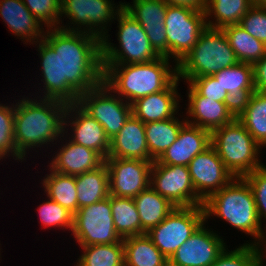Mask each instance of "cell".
<instances>
[{"label":"cell","mask_w":266,"mask_h":266,"mask_svg":"<svg viewBox=\"0 0 266 266\" xmlns=\"http://www.w3.org/2000/svg\"><path fill=\"white\" fill-rule=\"evenodd\" d=\"M75 177L78 209L109 197V172L105 163Z\"/></svg>","instance_id":"obj_29"},{"label":"cell","mask_w":266,"mask_h":266,"mask_svg":"<svg viewBox=\"0 0 266 266\" xmlns=\"http://www.w3.org/2000/svg\"><path fill=\"white\" fill-rule=\"evenodd\" d=\"M141 221V235L164 220L176 207L151 186L133 198Z\"/></svg>","instance_id":"obj_27"},{"label":"cell","mask_w":266,"mask_h":266,"mask_svg":"<svg viewBox=\"0 0 266 266\" xmlns=\"http://www.w3.org/2000/svg\"><path fill=\"white\" fill-rule=\"evenodd\" d=\"M262 249L264 248L252 243H245L233 251L226 250L225 248L217 260L210 266H253L256 255Z\"/></svg>","instance_id":"obj_39"},{"label":"cell","mask_w":266,"mask_h":266,"mask_svg":"<svg viewBox=\"0 0 266 266\" xmlns=\"http://www.w3.org/2000/svg\"><path fill=\"white\" fill-rule=\"evenodd\" d=\"M239 25L266 45V8L253 5L242 17Z\"/></svg>","instance_id":"obj_40"},{"label":"cell","mask_w":266,"mask_h":266,"mask_svg":"<svg viewBox=\"0 0 266 266\" xmlns=\"http://www.w3.org/2000/svg\"><path fill=\"white\" fill-rule=\"evenodd\" d=\"M205 219L210 215L224 219L232 227L253 236L257 241L252 244L266 245V235L261 228L262 222L256 210L255 199L248 182L243 178H234L228 185L209 196L203 202ZM261 240V241H260Z\"/></svg>","instance_id":"obj_4"},{"label":"cell","mask_w":266,"mask_h":266,"mask_svg":"<svg viewBox=\"0 0 266 266\" xmlns=\"http://www.w3.org/2000/svg\"><path fill=\"white\" fill-rule=\"evenodd\" d=\"M153 162L139 159L106 158L110 195L133 199L148 188Z\"/></svg>","instance_id":"obj_14"},{"label":"cell","mask_w":266,"mask_h":266,"mask_svg":"<svg viewBox=\"0 0 266 266\" xmlns=\"http://www.w3.org/2000/svg\"><path fill=\"white\" fill-rule=\"evenodd\" d=\"M69 117L73 118L71 122L68 120ZM69 123L74 133L71 135L72 139L69 137L70 141L98 152L104 159L108 157L110 139L106 136L103 126L77 103L67 104L64 115V133L66 134L68 131L65 132V128L69 126Z\"/></svg>","instance_id":"obj_19"},{"label":"cell","mask_w":266,"mask_h":266,"mask_svg":"<svg viewBox=\"0 0 266 266\" xmlns=\"http://www.w3.org/2000/svg\"><path fill=\"white\" fill-rule=\"evenodd\" d=\"M31 14L40 22L47 24V29L59 28L61 0H22Z\"/></svg>","instance_id":"obj_37"},{"label":"cell","mask_w":266,"mask_h":266,"mask_svg":"<svg viewBox=\"0 0 266 266\" xmlns=\"http://www.w3.org/2000/svg\"><path fill=\"white\" fill-rule=\"evenodd\" d=\"M188 111L193 120L190 125L206 129L210 132L231 123L236 118L238 106L234 102H218L201 96L190 84L188 88ZM192 116V117H191Z\"/></svg>","instance_id":"obj_17"},{"label":"cell","mask_w":266,"mask_h":266,"mask_svg":"<svg viewBox=\"0 0 266 266\" xmlns=\"http://www.w3.org/2000/svg\"><path fill=\"white\" fill-rule=\"evenodd\" d=\"M114 5L112 0H61L60 16L62 17L65 14L70 19L69 22L72 21L71 24L74 25L73 28H70V26L69 28L66 26L59 28L67 31L90 33L102 39L108 33L106 24L112 22V19L116 20V15L123 8L124 3H120L119 7ZM75 25H77V28L74 27ZM82 25H86L88 29L84 27L81 30Z\"/></svg>","instance_id":"obj_12"},{"label":"cell","mask_w":266,"mask_h":266,"mask_svg":"<svg viewBox=\"0 0 266 266\" xmlns=\"http://www.w3.org/2000/svg\"><path fill=\"white\" fill-rule=\"evenodd\" d=\"M72 233L80 246L123 242L114 226L110 195L79 208L74 214Z\"/></svg>","instance_id":"obj_10"},{"label":"cell","mask_w":266,"mask_h":266,"mask_svg":"<svg viewBox=\"0 0 266 266\" xmlns=\"http://www.w3.org/2000/svg\"><path fill=\"white\" fill-rule=\"evenodd\" d=\"M239 62L254 65L266 54V45L251 36L239 24L223 28Z\"/></svg>","instance_id":"obj_32"},{"label":"cell","mask_w":266,"mask_h":266,"mask_svg":"<svg viewBox=\"0 0 266 266\" xmlns=\"http://www.w3.org/2000/svg\"><path fill=\"white\" fill-rule=\"evenodd\" d=\"M107 158L154 161L150 155L145 134V124L133 114L121 130L110 140Z\"/></svg>","instance_id":"obj_21"},{"label":"cell","mask_w":266,"mask_h":266,"mask_svg":"<svg viewBox=\"0 0 266 266\" xmlns=\"http://www.w3.org/2000/svg\"><path fill=\"white\" fill-rule=\"evenodd\" d=\"M33 100L23 98L15 105L14 143L17 154L23 160L28 149L41 148L50 142L54 144V140L64 135L67 104L55 99Z\"/></svg>","instance_id":"obj_2"},{"label":"cell","mask_w":266,"mask_h":266,"mask_svg":"<svg viewBox=\"0 0 266 266\" xmlns=\"http://www.w3.org/2000/svg\"><path fill=\"white\" fill-rule=\"evenodd\" d=\"M211 145L235 178L264 166L258 159L261 146L237 117L211 132Z\"/></svg>","instance_id":"obj_6"},{"label":"cell","mask_w":266,"mask_h":266,"mask_svg":"<svg viewBox=\"0 0 266 266\" xmlns=\"http://www.w3.org/2000/svg\"><path fill=\"white\" fill-rule=\"evenodd\" d=\"M38 210L44 227H63L72 231L74 215L59 203L48 198L40 204Z\"/></svg>","instance_id":"obj_38"},{"label":"cell","mask_w":266,"mask_h":266,"mask_svg":"<svg viewBox=\"0 0 266 266\" xmlns=\"http://www.w3.org/2000/svg\"><path fill=\"white\" fill-rule=\"evenodd\" d=\"M164 25L167 58H174L177 65L191 51L207 27L205 11L185 5H167Z\"/></svg>","instance_id":"obj_8"},{"label":"cell","mask_w":266,"mask_h":266,"mask_svg":"<svg viewBox=\"0 0 266 266\" xmlns=\"http://www.w3.org/2000/svg\"><path fill=\"white\" fill-rule=\"evenodd\" d=\"M186 120L177 117L145 124V134L150 157L156 161L177 140Z\"/></svg>","instance_id":"obj_30"},{"label":"cell","mask_w":266,"mask_h":266,"mask_svg":"<svg viewBox=\"0 0 266 266\" xmlns=\"http://www.w3.org/2000/svg\"><path fill=\"white\" fill-rule=\"evenodd\" d=\"M167 5H185L197 10H205V0H162Z\"/></svg>","instance_id":"obj_44"},{"label":"cell","mask_w":266,"mask_h":266,"mask_svg":"<svg viewBox=\"0 0 266 266\" xmlns=\"http://www.w3.org/2000/svg\"><path fill=\"white\" fill-rule=\"evenodd\" d=\"M266 248L264 247V251H260L257 255H256V257H255V261H254V264H253V266H263L264 264H263V262H265L264 260V256H266V254L264 255V253H266V250H265ZM262 254V255H261Z\"/></svg>","instance_id":"obj_45"},{"label":"cell","mask_w":266,"mask_h":266,"mask_svg":"<svg viewBox=\"0 0 266 266\" xmlns=\"http://www.w3.org/2000/svg\"><path fill=\"white\" fill-rule=\"evenodd\" d=\"M110 93L112 90L102 82L80 94L77 104L103 126L106 136L111 140L132 115V106L126 101L124 103L117 94Z\"/></svg>","instance_id":"obj_11"},{"label":"cell","mask_w":266,"mask_h":266,"mask_svg":"<svg viewBox=\"0 0 266 266\" xmlns=\"http://www.w3.org/2000/svg\"><path fill=\"white\" fill-rule=\"evenodd\" d=\"M204 224L175 251L168 260V266H210L217 260L226 245Z\"/></svg>","instance_id":"obj_16"},{"label":"cell","mask_w":266,"mask_h":266,"mask_svg":"<svg viewBox=\"0 0 266 266\" xmlns=\"http://www.w3.org/2000/svg\"><path fill=\"white\" fill-rule=\"evenodd\" d=\"M125 266H168V259L147 234L123 238Z\"/></svg>","instance_id":"obj_28"},{"label":"cell","mask_w":266,"mask_h":266,"mask_svg":"<svg viewBox=\"0 0 266 266\" xmlns=\"http://www.w3.org/2000/svg\"><path fill=\"white\" fill-rule=\"evenodd\" d=\"M80 247L84 253L76 266H125L123 242Z\"/></svg>","instance_id":"obj_35"},{"label":"cell","mask_w":266,"mask_h":266,"mask_svg":"<svg viewBox=\"0 0 266 266\" xmlns=\"http://www.w3.org/2000/svg\"><path fill=\"white\" fill-rule=\"evenodd\" d=\"M114 226L122 237L141 235V221L134 199L110 195Z\"/></svg>","instance_id":"obj_34"},{"label":"cell","mask_w":266,"mask_h":266,"mask_svg":"<svg viewBox=\"0 0 266 266\" xmlns=\"http://www.w3.org/2000/svg\"><path fill=\"white\" fill-rule=\"evenodd\" d=\"M252 6L251 0H205L206 25L216 29L237 25ZM209 16H214L215 23Z\"/></svg>","instance_id":"obj_31"},{"label":"cell","mask_w":266,"mask_h":266,"mask_svg":"<svg viewBox=\"0 0 266 266\" xmlns=\"http://www.w3.org/2000/svg\"><path fill=\"white\" fill-rule=\"evenodd\" d=\"M179 80L177 77L166 89L134 101L132 114L144 124L175 117L179 109V93L176 91Z\"/></svg>","instance_id":"obj_22"},{"label":"cell","mask_w":266,"mask_h":266,"mask_svg":"<svg viewBox=\"0 0 266 266\" xmlns=\"http://www.w3.org/2000/svg\"><path fill=\"white\" fill-rule=\"evenodd\" d=\"M254 88L258 92H266V54L253 65Z\"/></svg>","instance_id":"obj_43"},{"label":"cell","mask_w":266,"mask_h":266,"mask_svg":"<svg viewBox=\"0 0 266 266\" xmlns=\"http://www.w3.org/2000/svg\"><path fill=\"white\" fill-rule=\"evenodd\" d=\"M119 48L101 39L102 65L148 63L161 57L152 47L143 27L123 8L117 13ZM112 44V45H111Z\"/></svg>","instance_id":"obj_7"},{"label":"cell","mask_w":266,"mask_h":266,"mask_svg":"<svg viewBox=\"0 0 266 266\" xmlns=\"http://www.w3.org/2000/svg\"><path fill=\"white\" fill-rule=\"evenodd\" d=\"M52 157L50 171L76 176L93 171L105 163V159L96 151L68 140Z\"/></svg>","instance_id":"obj_23"},{"label":"cell","mask_w":266,"mask_h":266,"mask_svg":"<svg viewBox=\"0 0 266 266\" xmlns=\"http://www.w3.org/2000/svg\"><path fill=\"white\" fill-rule=\"evenodd\" d=\"M169 64V59L161 56L148 63L103 65V82L132 104L166 89L178 77L177 65L170 69Z\"/></svg>","instance_id":"obj_3"},{"label":"cell","mask_w":266,"mask_h":266,"mask_svg":"<svg viewBox=\"0 0 266 266\" xmlns=\"http://www.w3.org/2000/svg\"><path fill=\"white\" fill-rule=\"evenodd\" d=\"M211 145V132L186 123L177 140L156 160L159 164L188 166L191 160Z\"/></svg>","instance_id":"obj_20"},{"label":"cell","mask_w":266,"mask_h":266,"mask_svg":"<svg viewBox=\"0 0 266 266\" xmlns=\"http://www.w3.org/2000/svg\"><path fill=\"white\" fill-rule=\"evenodd\" d=\"M254 6L266 8V0H251Z\"/></svg>","instance_id":"obj_46"},{"label":"cell","mask_w":266,"mask_h":266,"mask_svg":"<svg viewBox=\"0 0 266 266\" xmlns=\"http://www.w3.org/2000/svg\"><path fill=\"white\" fill-rule=\"evenodd\" d=\"M0 16L15 36L35 44L39 42L38 40H43L44 28L43 30L40 28L41 23L31 14L22 0H0Z\"/></svg>","instance_id":"obj_24"},{"label":"cell","mask_w":266,"mask_h":266,"mask_svg":"<svg viewBox=\"0 0 266 266\" xmlns=\"http://www.w3.org/2000/svg\"><path fill=\"white\" fill-rule=\"evenodd\" d=\"M188 169L195 192L203 202L235 178L212 145L196 155Z\"/></svg>","instance_id":"obj_15"},{"label":"cell","mask_w":266,"mask_h":266,"mask_svg":"<svg viewBox=\"0 0 266 266\" xmlns=\"http://www.w3.org/2000/svg\"><path fill=\"white\" fill-rule=\"evenodd\" d=\"M250 185L260 221L266 219V166H262L243 177Z\"/></svg>","instance_id":"obj_41"},{"label":"cell","mask_w":266,"mask_h":266,"mask_svg":"<svg viewBox=\"0 0 266 266\" xmlns=\"http://www.w3.org/2000/svg\"><path fill=\"white\" fill-rule=\"evenodd\" d=\"M150 186L175 207L203 206L193 187L188 166L153 162Z\"/></svg>","instance_id":"obj_13"},{"label":"cell","mask_w":266,"mask_h":266,"mask_svg":"<svg viewBox=\"0 0 266 266\" xmlns=\"http://www.w3.org/2000/svg\"><path fill=\"white\" fill-rule=\"evenodd\" d=\"M236 117L261 147L266 146V92L249 95L238 106Z\"/></svg>","instance_id":"obj_26"},{"label":"cell","mask_w":266,"mask_h":266,"mask_svg":"<svg viewBox=\"0 0 266 266\" xmlns=\"http://www.w3.org/2000/svg\"><path fill=\"white\" fill-rule=\"evenodd\" d=\"M46 176L42 185L47 197L74 215L78 211L76 177L53 170Z\"/></svg>","instance_id":"obj_33"},{"label":"cell","mask_w":266,"mask_h":266,"mask_svg":"<svg viewBox=\"0 0 266 266\" xmlns=\"http://www.w3.org/2000/svg\"><path fill=\"white\" fill-rule=\"evenodd\" d=\"M205 221L203 206L176 207L146 234L169 260Z\"/></svg>","instance_id":"obj_9"},{"label":"cell","mask_w":266,"mask_h":266,"mask_svg":"<svg viewBox=\"0 0 266 266\" xmlns=\"http://www.w3.org/2000/svg\"><path fill=\"white\" fill-rule=\"evenodd\" d=\"M45 95L66 104L103 82L101 39L86 32L49 28L39 41Z\"/></svg>","instance_id":"obj_1"},{"label":"cell","mask_w":266,"mask_h":266,"mask_svg":"<svg viewBox=\"0 0 266 266\" xmlns=\"http://www.w3.org/2000/svg\"><path fill=\"white\" fill-rule=\"evenodd\" d=\"M201 96L218 102H233L213 75L192 78L189 83Z\"/></svg>","instance_id":"obj_42"},{"label":"cell","mask_w":266,"mask_h":266,"mask_svg":"<svg viewBox=\"0 0 266 266\" xmlns=\"http://www.w3.org/2000/svg\"><path fill=\"white\" fill-rule=\"evenodd\" d=\"M166 8L167 4L162 0H133L132 5L125 2L123 5V9L143 27L154 50L167 58Z\"/></svg>","instance_id":"obj_18"},{"label":"cell","mask_w":266,"mask_h":266,"mask_svg":"<svg viewBox=\"0 0 266 266\" xmlns=\"http://www.w3.org/2000/svg\"><path fill=\"white\" fill-rule=\"evenodd\" d=\"M223 29L206 27L191 51L177 64L178 78L213 75L238 63Z\"/></svg>","instance_id":"obj_5"},{"label":"cell","mask_w":266,"mask_h":266,"mask_svg":"<svg viewBox=\"0 0 266 266\" xmlns=\"http://www.w3.org/2000/svg\"><path fill=\"white\" fill-rule=\"evenodd\" d=\"M215 79L227 91L230 99L239 106L254 91L253 65L238 62L213 74Z\"/></svg>","instance_id":"obj_25"},{"label":"cell","mask_w":266,"mask_h":266,"mask_svg":"<svg viewBox=\"0 0 266 266\" xmlns=\"http://www.w3.org/2000/svg\"><path fill=\"white\" fill-rule=\"evenodd\" d=\"M0 104V160L10 153L16 157L15 160H22L17 154L14 143V115L15 105L9 107ZM6 155V156H5Z\"/></svg>","instance_id":"obj_36"}]
</instances>
